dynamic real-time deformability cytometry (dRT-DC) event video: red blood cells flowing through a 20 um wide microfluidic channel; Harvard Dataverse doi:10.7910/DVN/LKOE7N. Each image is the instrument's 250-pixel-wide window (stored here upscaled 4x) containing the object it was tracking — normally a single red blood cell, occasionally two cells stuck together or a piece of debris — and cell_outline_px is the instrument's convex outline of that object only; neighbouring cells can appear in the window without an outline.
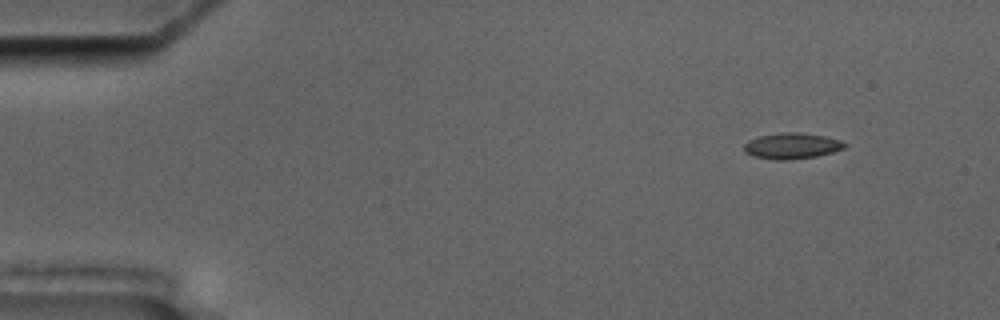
{"species": "common noctule bat (a hibernating species)", "species_latin": "Nyctalus noctula", "temperature_condition": "cold", "stored_images_in_passage": 4, "camera_frame_rate_fps": 3000, "um_per_image_px": 0.085, "animal": {"sex": "male", "body_mass_g": 17.5, "forearm_length_mm": 52.3}, "frame": {"image": 1, "passage_image": 1, "time_ms": 0.0, "image_size_px": [1000, 320], "cell_outline_px": [[848, 144], [844, 148], [832, 152], [816, 156], [788, 160], [776, 160], [752, 156], [744, 152], [744, 144], [748, 140], [760, 136], [780, 132], [800, 132], [824, 136], [840, 140]], "centroid_in_image_um": [67.28, 12.4], "position_along_channel_um": 17.7, "area_um2": 15.26}}
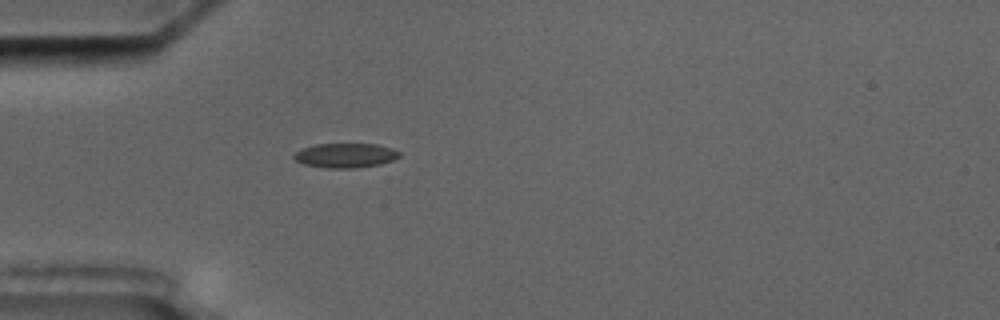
{"frame": {"image": 2, "passage_image": 4, "time_ms": 3.667, "image_size_px": [1000, 320], "cell_outline_px": [[400, 156], [392, 160], [380, 164], [352, 168], [328, 168], [304, 164], [296, 160], [292, 156], [296, 152], [304, 148], [316, 144], [376, 144], [400, 152]], "centroid_in_image_um": [29.34, 13.21], "position_along_channel_um": 55.7, "area_um2": 14.74}}